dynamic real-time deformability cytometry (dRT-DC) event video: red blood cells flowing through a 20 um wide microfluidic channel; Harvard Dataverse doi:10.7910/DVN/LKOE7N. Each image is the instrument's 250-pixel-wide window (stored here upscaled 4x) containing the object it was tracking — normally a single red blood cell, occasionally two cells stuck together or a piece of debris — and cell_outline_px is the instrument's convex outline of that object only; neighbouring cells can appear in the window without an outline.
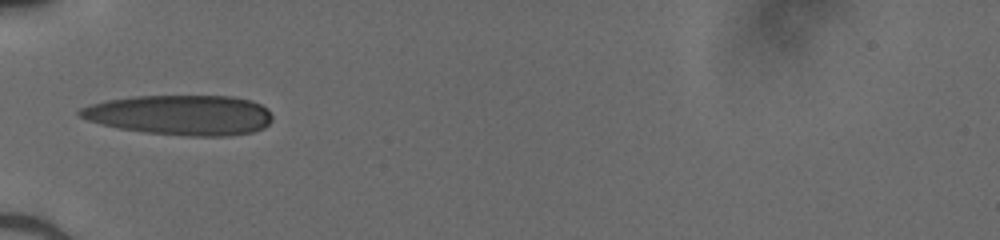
{"species": "human", "species_latin": "Homo sapiens", "temperature_condition": "cold", "stored_images_in_passage": 33, "camera_frame_rate_fps": 3000, "um_per_image_px": 0.085, "donor": {"sex": "male"}, "frame": {"image": 1, "passage_image": 1, "time_ms": 0.0, "image_size_px": [1000, 240], "cell_outline_px": [[272, 120], [264, 128], [252, 132], [224, 136], [188, 136], [144, 132], [120, 128], [88, 120], [80, 116], [76, 112], [80, 108], [92, 104], [108, 100], [136, 96], [232, 96], [252, 100], [268, 108], [272, 116]], "centroid_in_image_um": [15.39, 9.77], "position_along_channel_um": 69.6, "area_um2": 44.85}}
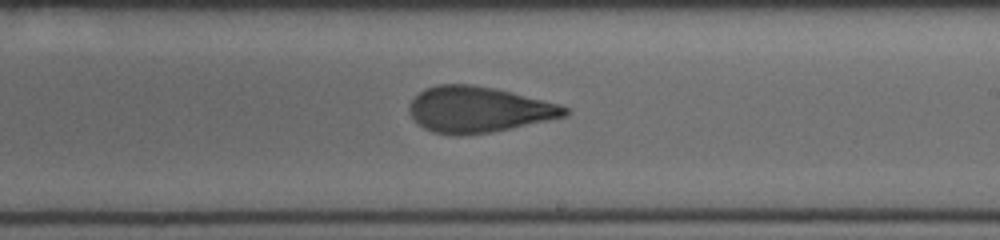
{"frame": {"image": 2, "passage_image": 14, "time_ms": 4.333, "image_size_px": [1000, 240], "cell_outline_px": [[568, 112], [564, 116], [548, 120], [492, 132], [460, 136], [456, 136], [432, 132], [424, 128], [412, 116], [408, 108], [412, 100], [424, 88], [440, 84], [472, 84], [492, 88], [560, 104], [568, 108]], "centroid_in_image_um": [40.64, 9.32], "position_along_channel_um": 248.4, "area_um2": 41.15}}
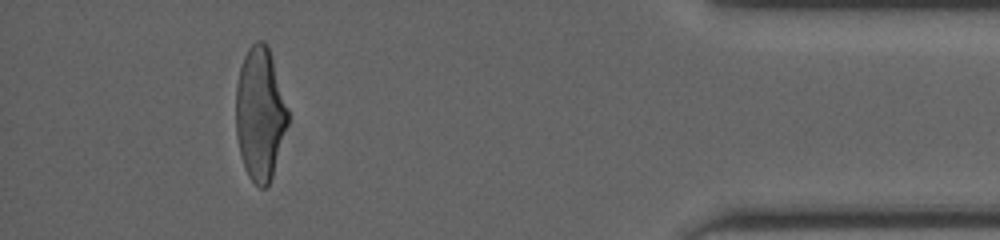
{"frame": {"image": 3, "passage_image": 29, "time_ms": 9.333, "image_size_px": [1000, 240], "cell_outline_px": [[288, 124], [272, 176], [268, 184], [264, 188], [260, 188], [248, 176], [244, 168], [240, 156], [236, 136], [236, 84], [240, 68], [244, 56], [248, 48], [256, 40], [264, 40], [268, 44], [288, 108]], "centroid_in_image_um": [22.09, 9.66], "position_along_channel_um": 413.1, "area_um2": 40.46}}